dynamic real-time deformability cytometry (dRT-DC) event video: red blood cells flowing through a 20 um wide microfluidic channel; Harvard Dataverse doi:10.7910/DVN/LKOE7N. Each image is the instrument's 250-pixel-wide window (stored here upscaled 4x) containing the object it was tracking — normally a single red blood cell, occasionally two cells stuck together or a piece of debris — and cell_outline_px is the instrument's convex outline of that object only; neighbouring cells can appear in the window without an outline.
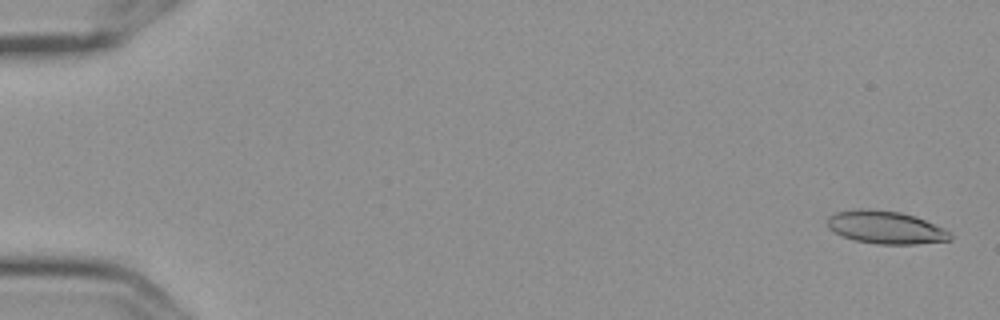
{"species": "Egyptian fruit bat (a non-hibernating species)", "species_latin": "Rousettus aegyptiacus", "temperature_condition": "cold", "stored_images_in_passage": 5, "camera_frame_rate_fps": 3000, "um_per_image_px": 0.085, "frame": {"image": 1, "passage_image": 1, "time_ms": 0.0, "image_size_px": [1000, 320], "cell_outline_px": [[952, 240], [916, 244], [876, 244], [856, 240], [844, 236], [828, 228], [828, 216], [836, 212], [856, 208], [868, 208], [900, 212], [916, 216], [944, 228], [952, 236]], "centroid_in_image_um": [75.29, 19.31], "position_along_channel_um": 9.7, "area_um2": 23.52}}